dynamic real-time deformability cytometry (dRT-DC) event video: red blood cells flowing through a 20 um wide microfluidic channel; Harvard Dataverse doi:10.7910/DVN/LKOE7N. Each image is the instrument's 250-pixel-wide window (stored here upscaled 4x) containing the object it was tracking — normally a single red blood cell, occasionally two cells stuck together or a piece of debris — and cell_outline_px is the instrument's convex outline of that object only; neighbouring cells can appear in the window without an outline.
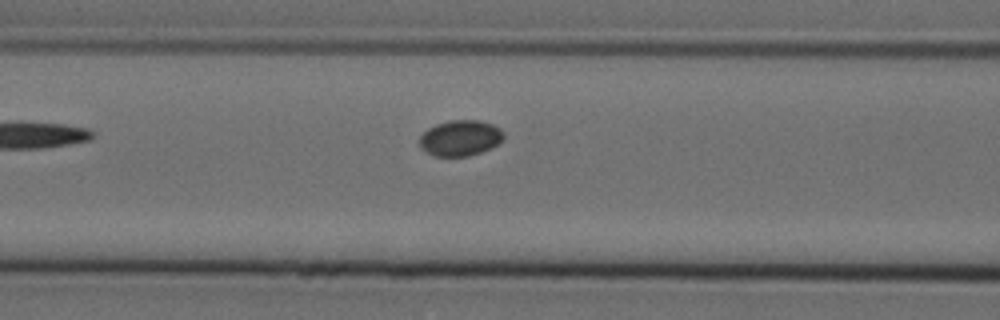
{"species": "Egyptian fruit bat (a non-hibernating species)", "species_latin": "Rousettus aegyptiacus", "temperature_condition": "cold", "stored_images_in_passage": 3, "camera_frame_rate_fps": 3000, "um_per_image_px": 0.085, "animal": {"sex": "female"}, "frame": {"image": 1, "passage_image": 3, "time_ms": 0.667, "image_size_px": [1000, 320], "cell_outline_px": [[504, 136], [492, 148], [468, 156], [432, 156], [424, 152], [420, 148], [420, 136], [428, 128], [436, 124], [452, 120], [480, 120], [492, 124], [500, 128], [504, 132]], "centroid_in_image_um": [39.1, 11.73], "position_along_channel_um": 127.5, "area_um2": 17.57}}